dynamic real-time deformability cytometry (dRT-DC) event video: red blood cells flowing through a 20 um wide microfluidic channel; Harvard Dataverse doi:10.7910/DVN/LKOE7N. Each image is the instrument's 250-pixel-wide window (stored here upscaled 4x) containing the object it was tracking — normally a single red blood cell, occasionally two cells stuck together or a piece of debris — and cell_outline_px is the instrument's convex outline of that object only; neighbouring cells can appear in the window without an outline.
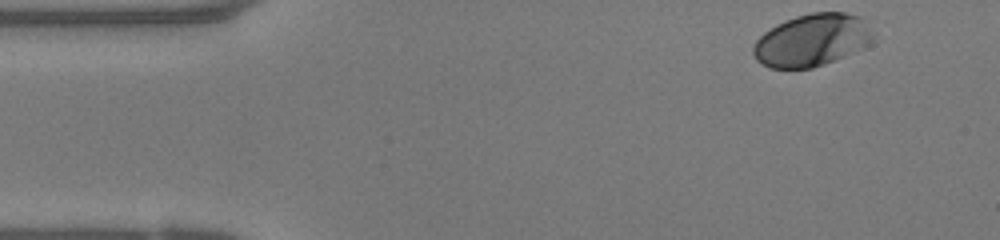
{"species": "human", "species_latin": "Homo sapiens", "temperature_condition": "warm", "stored_images_in_passage": 45, "camera_frame_rate_fps": 3000, "um_per_image_px": 0.085, "donor": {"sex": "female"}, "frame": {"image": 1, "passage_image": 1, "time_ms": 0.0, "image_size_px": [1000, 240], "cell_outline_px": [[872, 44], [864, 48], [824, 64], [812, 68], [768, 68], [756, 60], [752, 52], [752, 48], [756, 40], [764, 32], [776, 24], [784, 20], [796, 16], [812, 12], [844, 12], [860, 16], [872, 36]], "centroid_in_image_um": [68.97, 3.42], "position_along_channel_um": 16.0, "area_um2": 36.47}}
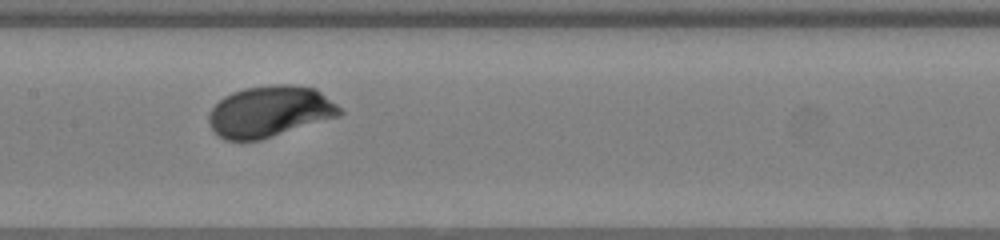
{"frame": {"image": 2, "passage_image": 20, "time_ms": 6.333, "image_size_px": [1000, 240], "cell_outline_px": [[344, 112], [340, 116], [260, 140], [224, 140], [212, 128], [208, 120], [208, 116], [212, 108], [224, 96], [232, 92], [244, 88], [272, 84], [292, 84], [316, 88], [336, 104]], "centroid_in_image_um": [22.95, 9.46], "position_along_channel_um": 184.5, "area_um2": 39.02}}
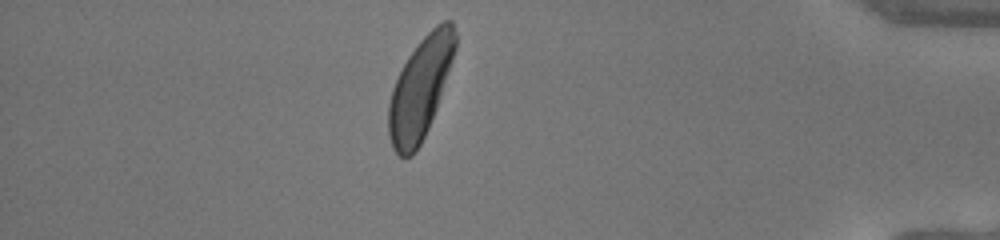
{"frame": {"image": 3, "passage_image": 39, "time_ms": 12.667, "image_size_px": [1000, 240], "cell_outline_px": [[456, 48], [436, 108], [428, 128], [420, 144], [412, 156], [400, 156], [392, 148], [388, 136], [388, 104], [392, 88], [408, 56], [420, 40], [436, 24], [444, 20], [452, 20], [456, 32]], "centroid_in_image_um": [35.71, 7.49], "position_along_channel_um": 399.5, "area_um2": 38.9}, "authors_computed_cell_mechanics": {"area_um2": 38.3214, "velocity_mm_per_s": 4.1243, "shape_relaxation_time_tau1_ms": 1.5933, "shape_relaxation_time_tau2_ms": null, "deformation_change_tau1": 0.1331, "deformation_change_tau2": null}}